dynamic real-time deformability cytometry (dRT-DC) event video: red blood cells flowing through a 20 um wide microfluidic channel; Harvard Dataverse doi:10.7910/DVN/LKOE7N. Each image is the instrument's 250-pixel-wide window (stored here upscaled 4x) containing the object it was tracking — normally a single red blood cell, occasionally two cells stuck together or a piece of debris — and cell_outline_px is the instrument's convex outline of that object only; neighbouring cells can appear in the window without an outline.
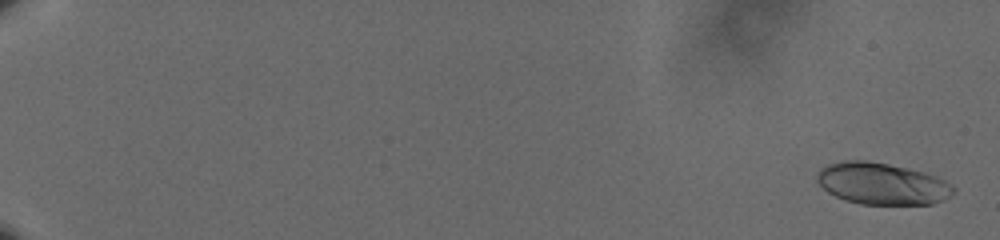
{"species": "human", "species_latin": "Homo sapiens", "temperature_condition": "cold", "stored_images_in_passage": 61, "camera_frame_rate_fps": 3000, "um_per_image_px": 0.085, "donor": {"sex": "male"}, "frame": {"image": 1, "passage_image": 2, "time_ms": 0.333, "image_size_px": [1000, 240], "cell_outline_px": [[956, 188], [944, 200], [932, 204], [860, 204], [844, 200], [828, 192], [816, 180], [816, 176], [820, 168], [828, 164], [844, 160], [868, 160], [908, 168], [924, 172], [936, 176], [944, 180]], "centroid_in_image_um": [74.95, 15.6], "position_along_channel_um": 10.1, "area_um2": 33.18}}
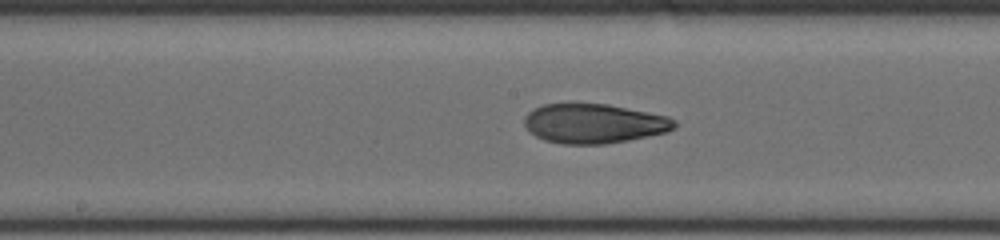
{"frame": {"image": 2, "passage_image": 36, "time_ms": 11.667, "image_size_px": [1000, 240], "cell_outline_px": [[676, 128], [668, 132], [628, 140], [604, 144], [560, 144], [544, 140], [536, 136], [524, 124], [524, 116], [532, 108], [544, 104], [608, 104], [668, 116], [676, 120]], "centroid_in_image_um": [50.5, 10.5], "position_along_channel_um": 197.7, "area_um2": 34.62}}
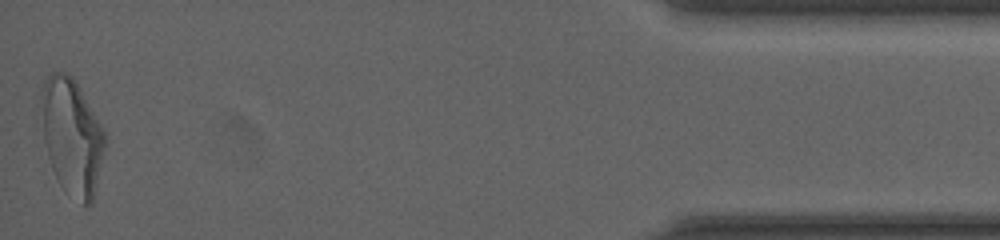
{"frame": {"image": 3, "passage_image": 61, "time_ms": 20.0, "image_size_px": [1000, 240], "cell_outline_px": [[104, 148], [92, 204], [84, 204], [64, 188], [60, 184], [52, 168], [48, 156], [44, 140], [40, 96], [40, 92], [44, 80], [52, 72], [64, 72], [72, 76], [104, 128]], "centroid_in_image_um": [6.09, 11.54], "position_along_channel_um": 429.1, "area_um2": 42.31}, "authors_computed_cell_mechanics": {"area_um2": 34.391, "velocity_mm_per_s": 3.6119, "shape_relaxation_time_tau1_ms": 5.3655, "shape_relaxation_time_tau2_ms": 1.7308, "deformation_change_tau1": 0.1918, "deformation_change_tau2": 0.0841}}